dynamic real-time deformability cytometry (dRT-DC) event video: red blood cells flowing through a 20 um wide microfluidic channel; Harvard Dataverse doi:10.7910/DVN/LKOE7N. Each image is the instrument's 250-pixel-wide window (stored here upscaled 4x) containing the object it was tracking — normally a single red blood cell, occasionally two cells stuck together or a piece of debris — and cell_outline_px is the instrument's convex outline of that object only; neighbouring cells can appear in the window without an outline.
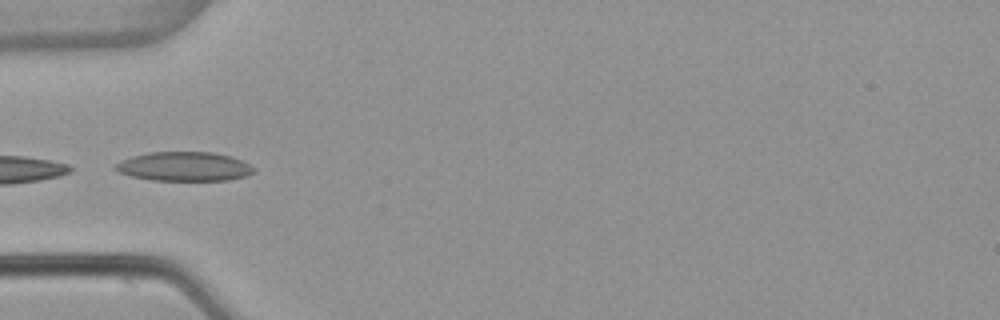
{"species": "common noctule bat (a hibernating species)", "species_latin": "Nyctalus noctula", "temperature_condition": "warm", "stored_images_in_passage": 23, "camera_frame_rate_fps": 3000, "um_per_image_px": 0.085, "animal": {"sex": "female", "body_mass_g": 22.7, "forearm_length_mm": 54.2}, "frame": {"image": 1, "passage_image": 1, "time_ms": 0.0, "image_size_px": [1000, 320], "cell_outline_px": [[256, 172], [248, 176], [228, 180], [152, 180], [132, 176], [120, 172], [112, 168], [120, 160], [132, 156], [148, 152], [212, 152], [232, 156], [256, 168]], "centroid_in_image_um": [15.68, 14.15], "position_along_channel_um": 69.3, "area_um2": 23.64}, "authors_computed_cell_mechanics": {"area_um2": 18.5538, "velocity_mm_per_s": 3.8235, "shape_relaxation_time_tau1_ms": 8.0524, "shape_relaxation_time_tau2_ms": 6.5057, "deformation_change_tau1": null, "deformation_change_tau2": 0.17}}